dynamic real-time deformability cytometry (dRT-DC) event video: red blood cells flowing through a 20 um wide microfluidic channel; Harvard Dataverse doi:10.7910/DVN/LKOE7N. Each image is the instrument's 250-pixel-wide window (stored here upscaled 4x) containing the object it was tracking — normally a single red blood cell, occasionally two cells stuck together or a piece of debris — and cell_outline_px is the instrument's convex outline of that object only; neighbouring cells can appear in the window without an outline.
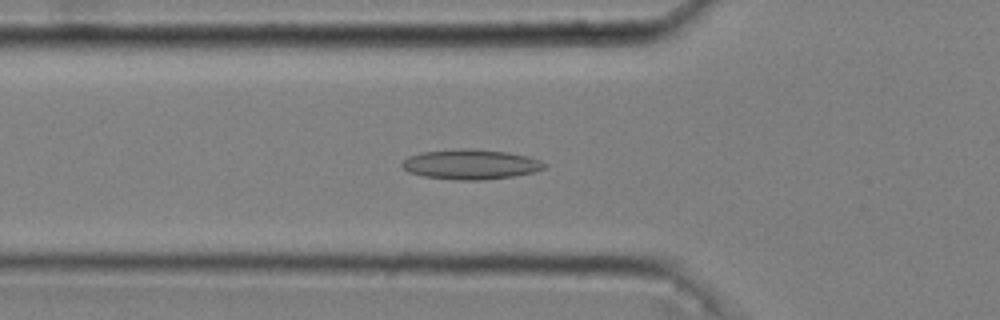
{"species": "common noctule bat (a hibernating species)", "species_latin": "Nyctalus noctula", "temperature_condition": "cold", "stored_images_in_passage": 37, "camera_frame_rate_fps": 3000, "um_per_image_px": 0.085, "animal": {"sex": "male", "body_mass_g": 20.4}, "frame": {"image": 1, "passage_image": 3, "time_ms": 0.667, "image_size_px": [1000, 320], "cell_outline_px": [[548, 168], [532, 172], [512, 176], [484, 180], [460, 180], [424, 176], [408, 172], [400, 164], [408, 156], [420, 152], [460, 148], [472, 148], [508, 152], [528, 156], [540, 160], [548, 164]], "centroid_in_image_um": [40.03, 13.95], "position_along_channel_um": 85.8, "area_um2": 25.03}}
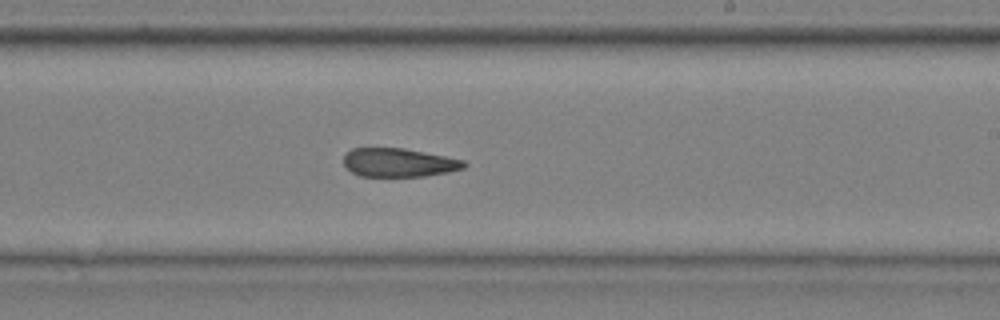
{"frame": {"image": 2, "passage_image": 17, "time_ms": 5.333, "image_size_px": [1000, 320], "cell_outline_px": [[468, 164], [464, 168], [448, 172], [424, 176], [360, 176], [352, 172], [344, 164], [344, 156], [352, 148], [404, 148], [464, 160]], "centroid_in_image_um": [33.91, 13.82], "position_along_channel_um": 255.1, "area_um2": 19.94}}
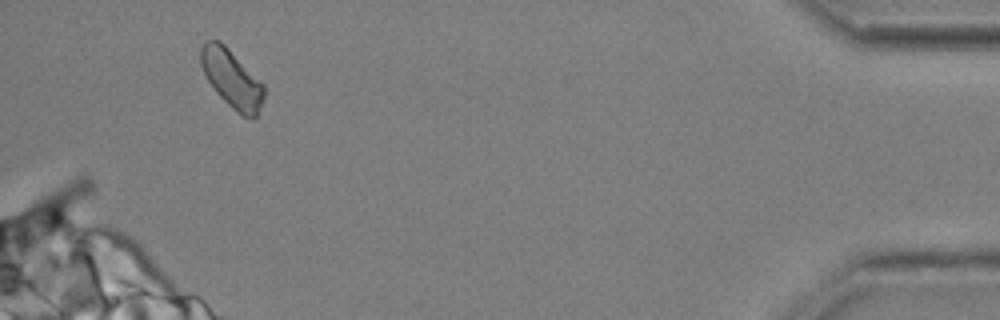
{"frame": {"image": 3, "passage_image": 35, "time_ms": 11.333, "image_size_px": [1000, 320], "cell_outline_px": [[264, 100], [256, 116], [252, 120], [236, 112], [216, 92], [208, 80], [200, 64], [200, 48], [208, 40], [220, 40], [264, 84]], "centroid_in_image_um": [19.71, 6.71], "position_along_channel_um": 415.5, "area_um2": 21.21}, "authors_computed_cell_mechanics": {"area_um2": 21.3282, "velocity_mm_per_s": 3.6274, "shape_relaxation_time_tau1_ms": null, "shape_relaxation_time_tau2_ms": 8.0286, "deformation_change_tau1": null, "deformation_change_tau2": 0.1887}}